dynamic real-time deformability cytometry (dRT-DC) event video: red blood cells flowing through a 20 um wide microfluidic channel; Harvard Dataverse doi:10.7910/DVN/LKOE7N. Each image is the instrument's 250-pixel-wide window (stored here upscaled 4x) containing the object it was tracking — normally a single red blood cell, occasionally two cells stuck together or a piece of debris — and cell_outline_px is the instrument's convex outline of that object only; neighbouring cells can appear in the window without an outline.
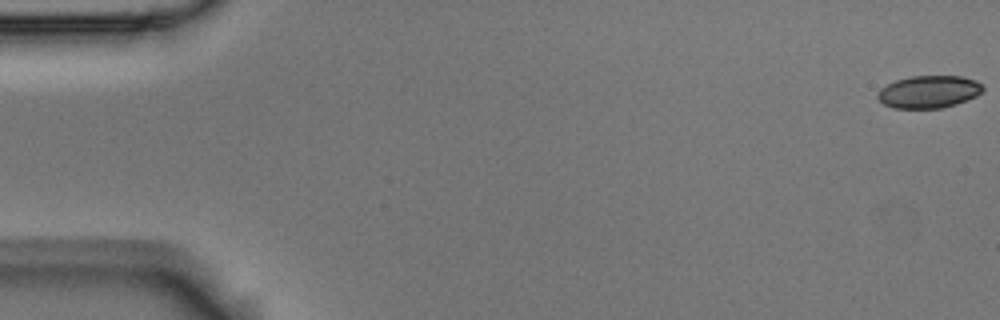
{"species": "Egyptian fruit bat (a non-hibernating species)", "species_latin": "Rousettus aegyptiacus", "temperature_condition": "room temperature", "stored_images_in_passage": 8, "camera_frame_rate_fps": 3000, "um_per_image_px": 0.085, "animal": {"sex": "male"}, "frame": {"image": 1, "passage_image": 1, "time_ms": 0.0, "image_size_px": [1000, 320], "cell_outline_px": [[984, 88], [976, 96], [956, 104], [940, 108], [892, 108], [884, 104], [876, 96], [876, 92], [880, 88], [896, 80], [908, 76], [964, 76], [976, 80], [984, 84]], "centroid_in_image_um": [78.94, 7.79], "position_along_channel_um": 6.1, "area_um2": 20.06}}
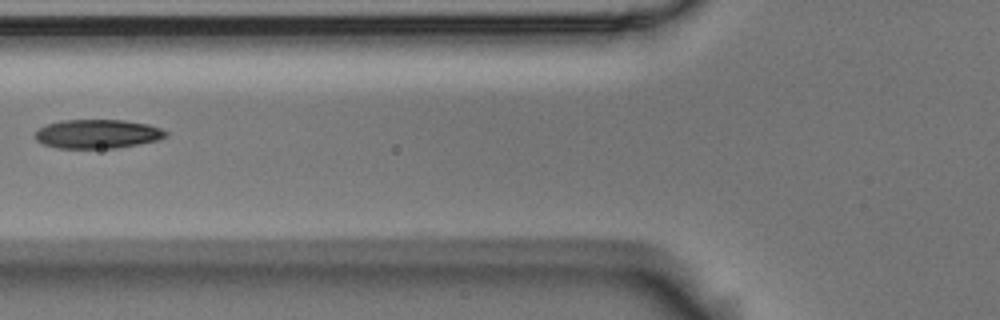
{"frame": {"image": 2, "passage_image": 7, "time_ms": 2.0, "image_size_px": [1000, 320], "cell_outline_px": [[168, 136], [156, 140], [116, 148], [56, 148], [44, 144], [36, 140], [36, 132], [40, 128], [48, 124], [64, 120], [124, 120], [148, 124], [160, 128], [168, 132]], "centroid_in_image_um": [8.3, 11.38], "position_along_channel_um": 117.5, "area_um2": 21.85}}
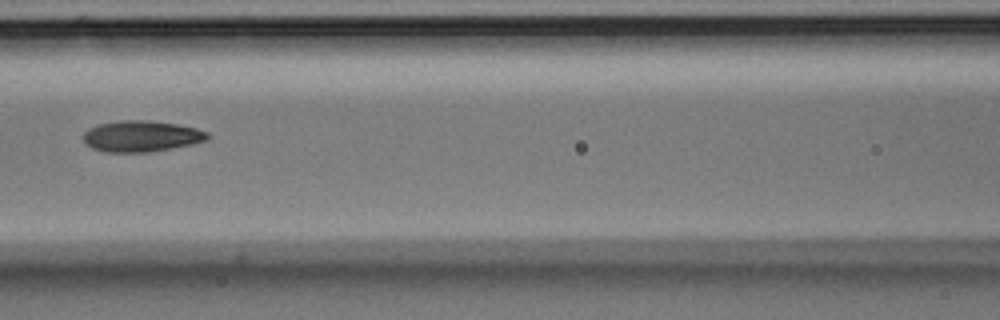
{"frame": {"image": 3, "passage_image": 8, "time_ms": 2.333, "image_size_px": [1000, 320], "cell_outline_px": [[208, 140], [192, 144], [152, 152], [104, 152], [92, 148], [84, 144], [84, 132], [88, 128], [100, 124], [120, 120], [148, 120], [176, 124], [196, 128], [208, 132]], "centroid_in_image_um": [12.0, 11.58], "position_along_channel_um": 154.6, "area_um2": 22.6}}